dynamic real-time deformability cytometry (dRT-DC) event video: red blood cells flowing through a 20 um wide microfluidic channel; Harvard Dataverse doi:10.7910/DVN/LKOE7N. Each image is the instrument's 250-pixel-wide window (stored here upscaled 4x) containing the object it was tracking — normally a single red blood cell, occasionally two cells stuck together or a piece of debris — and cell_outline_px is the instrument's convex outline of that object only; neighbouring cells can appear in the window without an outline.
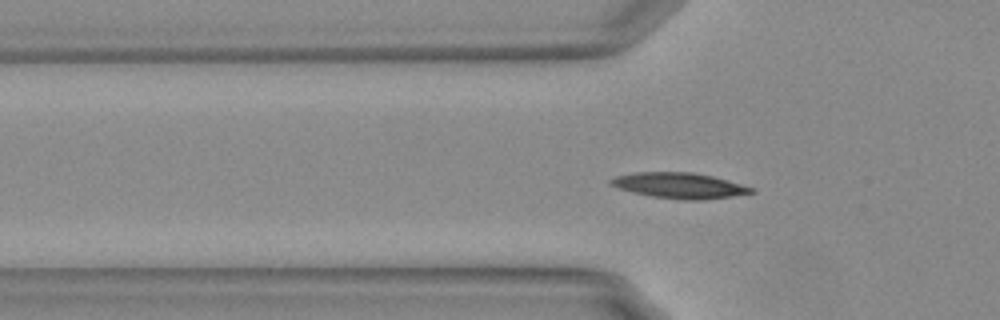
{"species": "Egyptian fruit bat (a non-hibernating species)", "species_latin": "Rousettus aegyptiacus", "temperature_condition": "warm", "stored_images_in_passage": 35, "camera_frame_rate_fps": 3000, "um_per_image_px": 0.085, "animal": {"sex": "female"}, "frame": {"image": 1, "passage_image": 8, "time_ms": 2.333, "image_size_px": [1000, 320], "cell_outline_px": [[756, 192], [732, 196], [704, 200], [684, 200], [652, 196], [632, 192], [616, 188], [608, 184], [608, 180], [616, 176], [636, 172], [692, 172], [712, 176], [728, 180], [752, 188]], "centroid_in_image_um": [57.7, 15.77], "position_along_channel_um": 68.1, "area_um2": 20.98}}
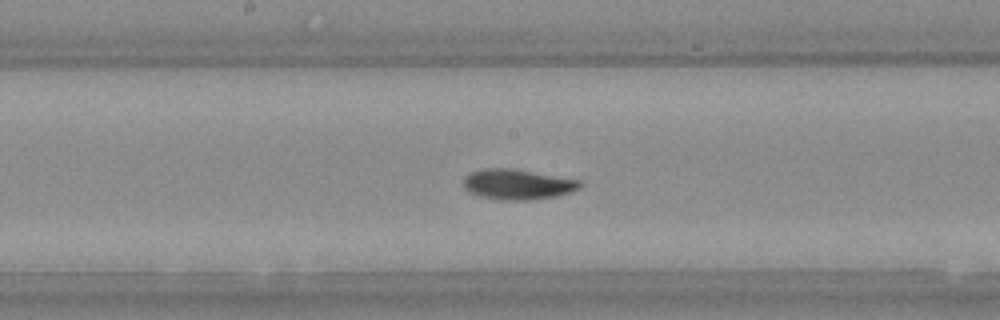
{"frame": {"image": 2, "passage_image": 19, "time_ms": 6.0, "image_size_px": [1000, 320], "cell_outline_px": [[584, 184], [580, 188], [556, 196], [532, 200], [500, 200], [480, 196], [468, 192], [464, 188], [464, 180], [472, 172], [488, 168], [512, 168], [580, 180]], "centroid_in_image_um": [44.01, 15.68], "position_along_channel_um": 204.2, "area_um2": 20.46}}
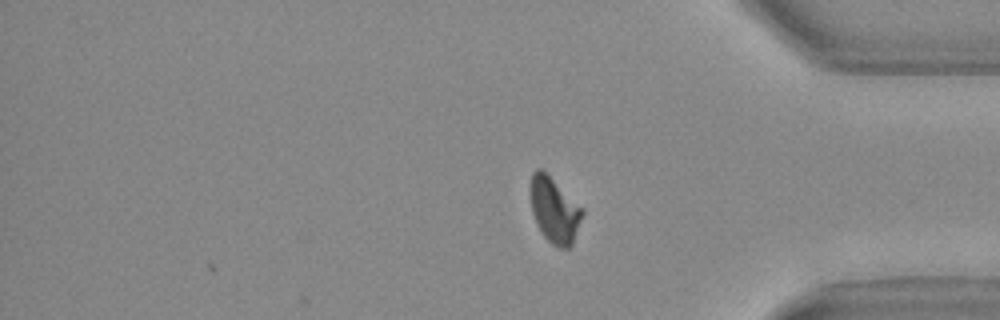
{"frame": {"image": 3, "passage_image": 35, "time_ms": 11.333, "image_size_px": [1000, 320], "cell_outline_px": [[584, 212], [572, 244], [568, 248], [560, 248], [552, 244], [544, 236], [536, 224], [532, 212], [532, 172], [536, 168], [540, 168], [584, 208]], "centroid_in_image_um": [47.15, 17.89], "position_along_channel_um": 388.0, "area_um2": 19.36}, "authors_computed_cell_mechanics": {"area_um2": 19.7098, "velocity_mm_per_s": 3.736, "shape_relaxation_time_tau1_ms": 3.3539, "shape_relaxation_time_tau2_ms": 1.5416, "deformation_change_tau1": 0.1455, "deformation_change_tau2": 0.0586}}